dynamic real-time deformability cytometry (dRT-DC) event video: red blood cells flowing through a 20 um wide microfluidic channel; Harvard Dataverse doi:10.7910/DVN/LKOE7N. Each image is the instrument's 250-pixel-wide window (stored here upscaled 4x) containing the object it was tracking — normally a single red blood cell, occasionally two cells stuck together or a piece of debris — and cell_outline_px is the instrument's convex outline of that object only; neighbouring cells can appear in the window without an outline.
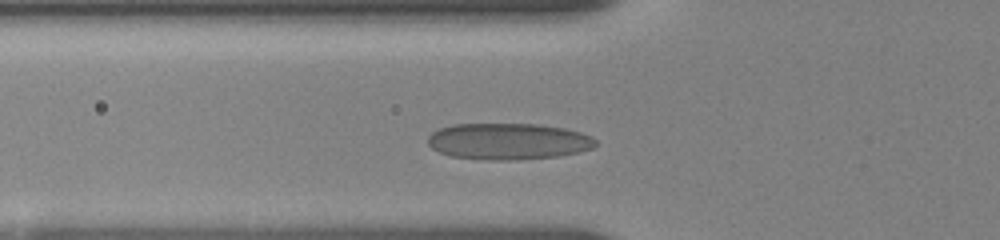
{"species": "human", "species_latin": "Homo sapiens", "temperature_condition": "room temperature", "stored_images_in_passage": 47, "camera_frame_rate_fps": 3000, "um_per_image_px": 0.085, "donor": {"sex": "female"}, "frame": {"image": 1, "passage_image": 3, "time_ms": 0.333, "image_size_px": [1000, 240], "cell_outline_px": [[596, 144], [592, 148], [576, 152], [556, 156], [516, 160], [488, 160], [452, 156], [440, 152], [432, 148], [428, 144], [428, 136], [432, 132], [440, 128], [452, 124], [536, 124], [564, 128], [580, 132], [592, 136], [596, 140]], "centroid_in_image_um": [43.18, 12.01], "position_along_channel_um": 82.6, "area_um2": 35.49}}
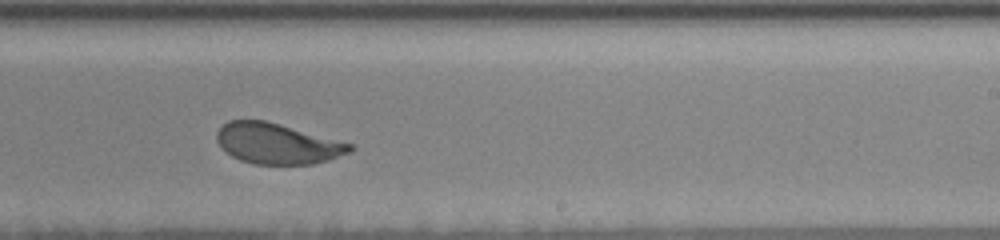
{"frame": {"image": 2, "passage_image": 23, "time_ms": 5.333, "image_size_px": [1000, 240], "cell_outline_px": [[356, 148], [352, 152], [328, 160], [312, 164], [252, 164], [240, 160], [232, 156], [216, 140], [216, 132], [228, 120], [264, 120], [352, 144]], "centroid_in_image_um": [23.58, 12.21], "position_along_channel_um": 265.4, "area_um2": 31.21}}
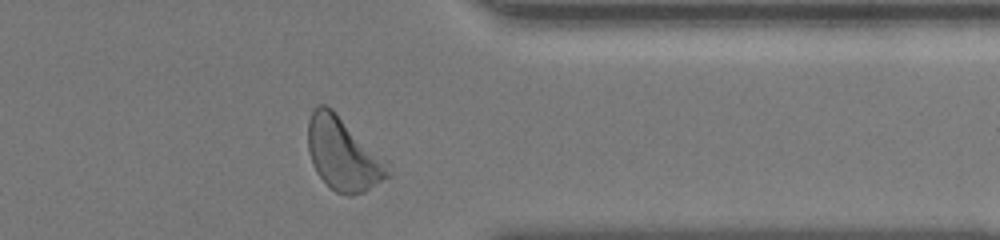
{"frame": {"image": 3, "passage_image": 42, "time_ms": 8.667, "image_size_px": [1000, 240], "cell_outline_px": [[392, 176], [364, 192], [352, 196], [348, 196], [336, 192], [316, 172], [312, 164], [308, 152], [308, 120], [312, 112], [320, 104], [324, 104], [332, 108], [388, 160]], "centroid_in_image_um": [29.21, 13.1], "position_along_channel_um": 382.2, "area_um2": 34.45}, "authors_computed_cell_mechanics": {"area_um2": 32.8304, "velocity_mm_per_s": 3.6495, "shape_relaxation_time_tau1_ms": 3.8323, "shape_relaxation_time_tau2_ms": null, "deformation_change_tau1": 0.1346, "deformation_change_tau2": null}}